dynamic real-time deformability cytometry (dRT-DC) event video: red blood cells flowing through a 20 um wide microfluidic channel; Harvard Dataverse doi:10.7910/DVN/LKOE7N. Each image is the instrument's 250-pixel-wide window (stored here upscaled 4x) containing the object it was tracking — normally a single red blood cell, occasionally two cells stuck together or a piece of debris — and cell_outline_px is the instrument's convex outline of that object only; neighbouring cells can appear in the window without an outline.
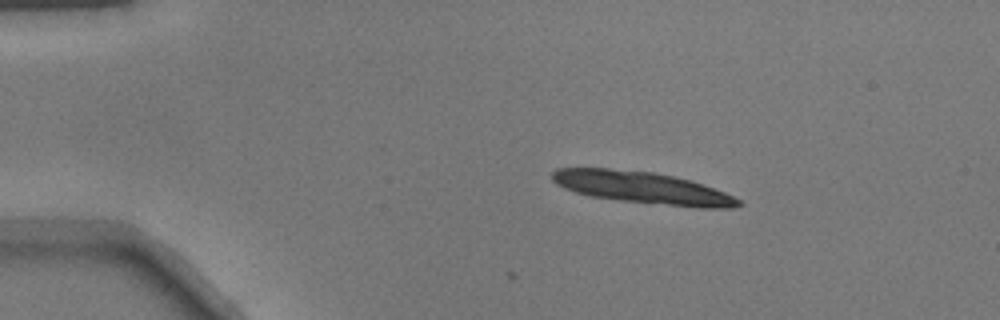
{"species": "common noctule bat (a hibernating species)", "species_latin": "Nyctalus noctula", "temperature_condition": "warm", "stored_images_in_passage": 6, "camera_frame_rate_fps": 3000, "um_per_image_px": 0.085, "animal": {"sex": "male", "body_mass_g": 17.9}, "frame": {"image": 1, "passage_image": 6, "time_ms": 1.667, "image_size_px": [1000, 320], "cell_outline_px": [[744, 204], [732, 208], [700, 208], [620, 200], [592, 196], [576, 192], [564, 188], [556, 184], [552, 180], [552, 172], [556, 168], [608, 168], [652, 172], [672, 176], [688, 180], [724, 192], [740, 200]], "centroid_in_image_um": [54.58, 15.95], "position_along_channel_um": 30.4, "area_um2": 34.16}}